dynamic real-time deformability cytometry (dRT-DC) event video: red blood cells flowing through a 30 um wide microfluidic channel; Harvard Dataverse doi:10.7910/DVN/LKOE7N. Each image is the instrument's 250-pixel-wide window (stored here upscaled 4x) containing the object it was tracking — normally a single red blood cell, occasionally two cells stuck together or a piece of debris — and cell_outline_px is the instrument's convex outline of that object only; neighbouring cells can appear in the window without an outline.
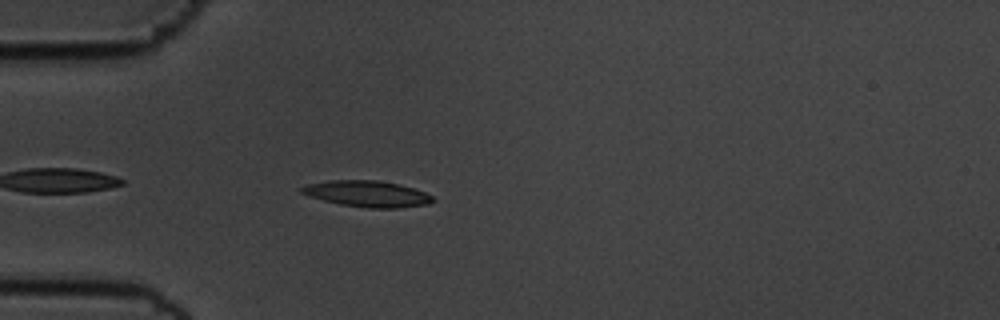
{"species": "common noctule bat (a hibernating species)", "species_latin": "Nyctalus noctula", "temperature_condition": "cold", "stored_images_in_passage": 37, "camera_frame_rate_fps": 3000, "um_per_image_px": 0.085, "animal": {"sex": "male", "body_mass_g": 19.5, "forearm_length_mm": 54.6}, "frame": {"image": 1, "passage_image": 4, "time_ms": 1.0, "image_size_px": [1000, 320], "cell_outline_px": [[436, 200], [428, 204], [396, 208], [368, 208], [340, 204], [308, 196], [300, 192], [300, 188], [308, 184], [332, 180], [376, 180], [400, 184], [424, 192], [432, 196]], "centroid_in_image_um": [31.22, 16.47], "position_along_channel_um": 53.8, "area_um2": 19.88}}
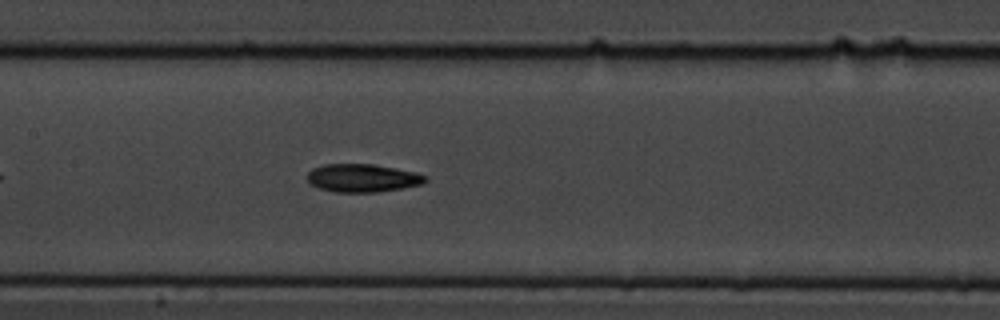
{"frame": {"image": 2, "passage_image": 15, "time_ms": 4.667, "image_size_px": [1000, 320], "cell_outline_px": [[428, 180], [424, 184], [380, 192], [336, 192], [320, 188], [308, 184], [304, 176], [312, 168], [324, 164], [372, 164], [396, 168], [416, 172], [428, 176]], "centroid_in_image_um": [30.8, 15.13], "position_along_channel_um": 176.6, "area_um2": 19.71}}
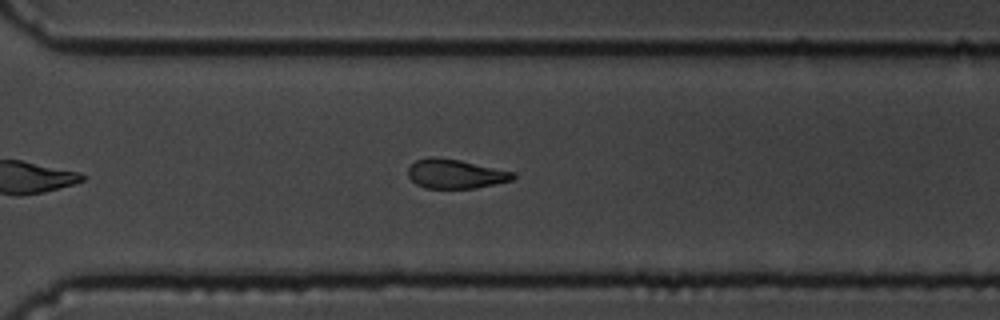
{"frame": {"image": 3, "passage_image": 28, "time_ms": 9.0, "image_size_px": [1000, 320], "cell_outline_px": [[516, 176], [512, 180], [476, 188], [424, 188], [416, 184], [408, 176], [408, 168], [416, 160], [432, 156], [436, 156], [460, 160], [516, 172]], "centroid_in_image_um": [38.71, 14.77], "position_along_channel_um": 331.9, "area_um2": 17.98}, "authors_computed_cell_mechanics": {"area_um2": 19.2474, "velocity_mm_per_s": 3.5954, "shape_relaxation_time_tau1_ms": 2.7508, "shape_relaxation_time_tau2_ms": null, "deformation_change_tau1": 0.122, "deformation_change_tau2": null}}